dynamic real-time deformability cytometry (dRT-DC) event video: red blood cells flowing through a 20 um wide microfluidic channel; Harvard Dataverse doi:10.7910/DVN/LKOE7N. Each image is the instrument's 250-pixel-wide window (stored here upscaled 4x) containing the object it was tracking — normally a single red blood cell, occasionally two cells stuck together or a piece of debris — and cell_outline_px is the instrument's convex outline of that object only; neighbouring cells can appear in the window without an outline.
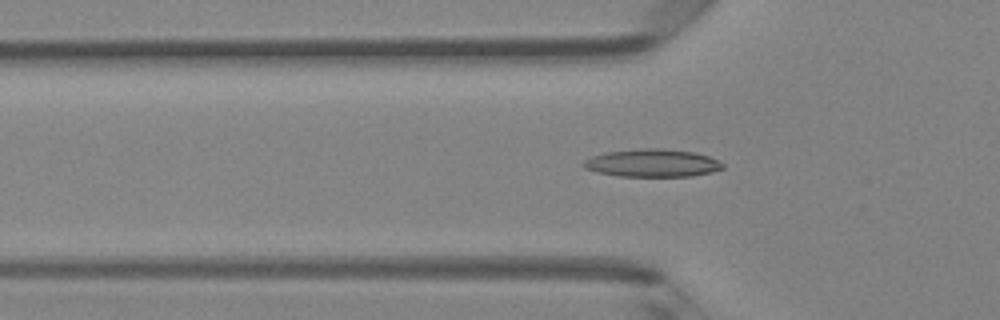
{"species": "Egyptian fruit bat (a non-hibernating species)", "species_latin": "Rousettus aegyptiacus", "temperature_condition": "room temperature", "stored_images_in_passage": 41, "camera_frame_rate_fps": 3000, "um_per_image_px": 0.085, "animal": {"sex": "female"}, "frame": {"image": 1, "passage_image": 8, "time_ms": 2.333, "image_size_px": [1000, 320], "cell_outline_px": [[724, 168], [712, 172], [692, 176], [616, 176], [596, 172], [584, 168], [580, 164], [584, 160], [592, 156], [604, 152], [644, 148], [664, 148], [696, 152], [708, 156], [724, 164]], "centroid_in_image_um": [55.42, 13.85], "position_along_channel_um": 70.4, "area_um2": 22.77}}
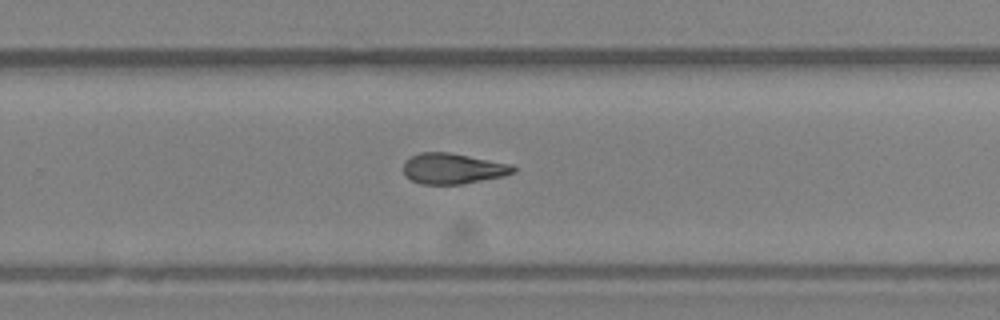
{"frame": {"image": 2, "passage_image": 24, "time_ms": 7.667, "image_size_px": [1000, 320], "cell_outline_px": [[516, 172], [504, 176], [460, 184], [420, 184], [404, 176], [404, 160], [420, 152], [448, 152], [512, 164], [516, 168]], "centroid_in_image_um": [38.49, 14.33], "position_along_channel_um": 291.3, "area_um2": 19.65}}
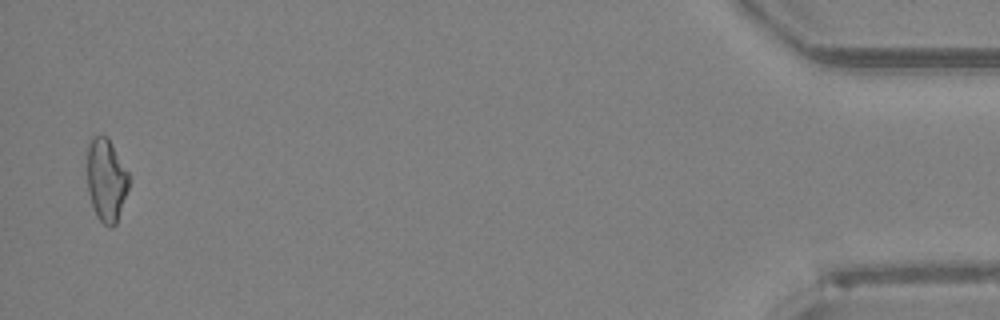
{"frame": {"image": 3, "passage_image": 40, "time_ms": 13.0, "image_size_px": [1000, 320], "cell_outline_px": [[128, 188], [116, 224], [112, 228], [108, 228], [96, 216], [88, 192], [88, 144], [92, 136], [108, 136], [128, 172]], "centroid_in_image_um": [9.03, 15.3], "position_along_channel_um": 426.2, "area_um2": 20.0}, "authors_computed_cell_mechanics": {"area_um2": 20.1722, "velocity_mm_per_s": 4.1561, "shape_relaxation_time_tau1_ms": 10.6793, "shape_relaxation_time_tau2_ms": 2.8974, "deformation_change_tau1": 0.2617, "deformation_change_tau2": 0.1211}}